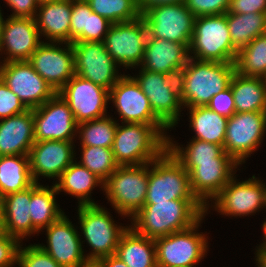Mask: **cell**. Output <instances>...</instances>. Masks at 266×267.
<instances>
[{"label": "cell", "instance_id": "cell-1", "mask_svg": "<svg viewBox=\"0 0 266 267\" xmlns=\"http://www.w3.org/2000/svg\"><path fill=\"white\" fill-rule=\"evenodd\" d=\"M204 215L206 207L198 199L145 202L129 225L139 235L157 239L190 228Z\"/></svg>", "mask_w": 266, "mask_h": 267}, {"label": "cell", "instance_id": "cell-2", "mask_svg": "<svg viewBox=\"0 0 266 267\" xmlns=\"http://www.w3.org/2000/svg\"><path fill=\"white\" fill-rule=\"evenodd\" d=\"M234 73L235 63L189 58L178 76L183 107L207 106L213 96L229 87Z\"/></svg>", "mask_w": 266, "mask_h": 267}, {"label": "cell", "instance_id": "cell-3", "mask_svg": "<svg viewBox=\"0 0 266 267\" xmlns=\"http://www.w3.org/2000/svg\"><path fill=\"white\" fill-rule=\"evenodd\" d=\"M117 124L113 154L119 166L143 165L158 159L168 148V139L153 125Z\"/></svg>", "mask_w": 266, "mask_h": 267}, {"label": "cell", "instance_id": "cell-4", "mask_svg": "<svg viewBox=\"0 0 266 267\" xmlns=\"http://www.w3.org/2000/svg\"><path fill=\"white\" fill-rule=\"evenodd\" d=\"M237 53L230 38L227 13L195 18L189 45L190 58L235 63Z\"/></svg>", "mask_w": 266, "mask_h": 267}, {"label": "cell", "instance_id": "cell-5", "mask_svg": "<svg viewBox=\"0 0 266 267\" xmlns=\"http://www.w3.org/2000/svg\"><path fill=\"white\" fill-rule=\"evenodd\" d=\"M149 179V163L119 166L105 181L108 202L122 217H133L144 207Z\"/></svg>", "mask_w": 266, "mask_h": 267}, {"label": "cell", "instance_id": "cell-6", "mask_svg": "<svg viewBox=\"0 0 266 267\" xmlns=\"http://www.w3.org/2000/svg\"><path fill=\"white\" fill-rule=\"evenodd\" d=\"M79 229L83 242H87L91 252L86 254L88 261H99L104 257L115 255L119 239L129 226L115 223L111 214L101 205L78 206Z\"/></svg>", "mask_w": 266, "mask_h": 267}, {"label": "cell", "instance_id": "cell-7", "mask_svg": "<svg viewBox=\"0 0 266 267\" xmlns=\"http://www.w3.org/2000/svg\"><path fill=\"white\" fill-rule=\"evenodd\" d=\"M174 199L197 197L192 192L189 173L167 149L158 159L149 163L145 202H167Z\"/></svg>", "mask_w": 266, "mask_h": 267}, {"label": "cell", "instance_id": "cell-8", "mask_svg": "<svg viewBox=\"0 0 266 267\" xmlns=\"http://www.w3.org/2000/svg\"><path fill=\"white\" fill-rule=\"evenodd\" d=\"M139 70L132 76L147 96L154 114L172 129L180 121L183 105L180 99V83L178 76Z\"/></svg>", "mask_w": 266, "mask_h": 267}, {"label": "cell", "instance_id": "cell-9", "mask_svg": "<svg viewBox=\"0 0 266 267\" xmlns=\"http://www.w3.org/2000/svg\"><path fill=\"white\" fill-rule=\"evenodd\" d=\"M204 218L188 229L155 239L157 267L196 266L206 256L209 238L197 232Z\"/></svg>", "mask_w": 266, "mask_h": 267}, {"label": "cell", "instance_id": "cell-10", "mask_svg": "<svg viewBox=\"0 0 266 267\" xmlns=\"http://www.w3.org/2000/svg\"><path fill=\"white\" fill-rule=\"evenodd\" d=\"M148 36L146 22L140 16L133 21L111 24L103 43L118 66L133 69L143 60Z\"/></svg>", "mask_w": 266, "mask_h": 267}, {"label": "cell", "instance_id": "cell-11", "mask_svg": "<svg viewBox=\"0 0 266 267\" xmlns=\"http://www.w3.org/2000/svg\"><path fill=\"white\" fill-rule=\"evenodd\" d=\"M266 133V112H235L228 118L224 152L239 165L259 148Z\"/></svg>", "mask_w": 266, "mask_h": 267}, {"label": "cell", "instance_id": "cell-12", "mask_svg": "<svg viewBox=\"0 0 266 267\" xmlns=\"http://www.w3.org/2000/svg\"><path fill=\"white\" fill-rule=\"evenodd\" d=\"M122 123H141L155 126L167 139L169 128L154 114L149 99L131 75L124 74L109 91Z\"/></svg>", "mask_w": 266, "mask_h": 267}, {"label": "cell", "instance_id": "cell-13", "mask_svg": "<svg viewBox=\"0 0 266 267\" xmlns=\"http://www.w3.org/2000/svg\"><path fill=\"white\" fill-rule=\"evenodd\" d=\"M141 16L150 37L183 43L189 47L195 16L184 2L157 5L146 9Z\"/></svg>", "mask_w": 266, "mask_h": 267}, {"label": "cell", "instance_id": "cell-14", "mask_svg": "<svg viewBox=\"0 0 266 267\" xmlns=\"http://www.w3.org/2000/svg\"><path fill=\"white\" fill-rule=\"evenodd\" d=\"M234 176L212 200L213 206L221 215L242 217L254 215L265 208L266 183L255 175L248 180L237 181Z\"/></svg>", "mask_w": 266, "mask_h": 267}, {"label": "cell", "instance_id": "cell-15", "mask_svg": "<svg viewBox=\"0 0 266 267\" xmlns=\"http://www.w3.org/2000/svg\"><path fill=\"white\" fill-rule=\"evenodd\" d=\"M0 78L27 109H35L56 92L28 61H0Z\"/></svg>", "mask_w": 266, "mask_h": 267}, {"label": "cell", "instance_id": "cell-16", "mask_svg": "<svg viewBox=\"0 0 266 267\" xmlns=\"http://www.w3.org/2000/svg\"><path fill=\"white\" fill-rule=\"evenodd\" d=\"M75 74L108 91L124 75L106 50L103 42H72Z\"/></svg>", "mask_w": 266, "mask_h": 267}, {"label": "cell", "instance_id": "cell-17", "mask_svg": "<svg viewBox=\"0 0 266 267\" xmlns=\"http://www.w3.org/2000/svg\"><path fill=\"white\" fill-rule=\"evenodd\" d=\"M28 62L56 93L75 75L71 43L43 41Z\"/></svg>", "mask_w": 266, "mask_h": 267}, {"label": "cell", "instance_id": "cell-18", "mask_svg": "<svg viewBox=\"0 0 266 267\" xmlns=\"http://www.w3.org/2000/svg\"><path fill=\"white\" fill-rule=\"evenodd\" d=\"M69 105L77 123L107 116L109 91L74 75L58 92Z\"/></svg>", "mask_w": 266, "mask_h": 267}, {"label": "cell", "instance_id": "cell-19", "mask_svg": "<svg viewBox=\"0 0 266 267\" xmlns=\"http://www.w3.org/2000/svg\"><path fill=\"white\" fill-rule=\"evenodd\" d=\"M35 142L47 140L74 141L78 123L68 103L56 93L33 109Z\"/></svg>", "mask_w": 266, "mask_h": 267}, {"label": "cell", "instance_id": "cell-20", "mask_svg": "<svg viewBox=\"0 0 266 267\" xmlns=\"http://www.w3.org/2000/svg\"><path fill=\"white\" fill-rule=\"evenodd\" d=\"M238 166L240 167L230 155L223 151L215 158V162L198 163V166L189 173L192 192L206 207V214H208L210 205L209 200L212 202L234 177Z\"/></svg>", "mask_w": 266, "mask_h": 267}, {"label": "cell", "instance_id": "cell-21", "mask_svg": "<svg viewBox=\"0 0 266 267\" xmlns=\"http://www.w3.org/2000/svg\"><path fill=\"white\" fill-rule=\"evenodd\" d=\"M63 214L47 228V246L38 244L62 267H79L87 258L84 254L81 233L77 227Z\"/></svg>", "mask_w": 266, "mask_h": 267}, {"label": "cell", "instance_id": "cell-22", "mask_svg": "<svg viewBox=\"0 0 266 267\" xmlns=\"http://www.w3.org/2000/svg\"><path fill=\"white\" fill-rule=\"evenodd\" d=\"M74 148L73 141L47 140L35 142L28 154L34 182L39 183L40 176L58 180L76 159Z\"/></svg>", "mask_w": 266, "mask_h": 267}, {"label": "cell", "instance_id": "cell-23", "mask_svg": "<svg viewBox=\"0 0 266 267\" xmlns=\"http://www.w3.org/2000/svg\"><path fill=\"white\" fill-rule=\"evenodd\" d=\"M8 17L0 38V54L6 55L2 61H28L43 42L35 18Z\"/></svg>", "mask_w": 266, "mask_h": 267}, {"label": "cell", "instance_id": "cell-24", "mask_svg": "<svg viewBox=\"0 0 266 267\" xmlns=\"http://www.w3.org/2000/svg\"><path fill=\"white\" fill-rule=\"evenodd\" d=\"M189 58V47L186 44L148 36L139 67L151 72L179 76Z\"/></svg>", "mask_w": 266, "mask_h": 267}, {"label": "cell", "instance_id": "cell-25", "mask_svg": "<svg viewBox=\"0 0 266 267\" xmlns=\"http://www.w3.org/2000/svg\"><path fill=\"white\" fill-rule=\"evenodd\" d=\"M31 187L0 199L1 230L22 242L27 236L40 233L30 217Z\"/></svg>", "mask_w": 266, "mask_h": 267}, {"label": "cell", "instance_id": "cell-26", "mask_svg": "<svg viewBox=\"0 0 266 267\" xmlns=\"http://www.w3.org/2000/svg\"><path fill=\"white\" fill-rule=\"evenodd\" d=\"M34 143L33 109L0 120V156L28 155Z\"/></svg>", "mask_w": 266, "mask_h": 267}, {"label": "cell", "instance_id": "cell-27", "mask_svg": "<svg viewBox=\"0 0 266 267\" xmlns=\"http://www.w3.org/2000/svg\"><path fill=\"white\" fill-rule=\"evenodd\" d=\"M72 0H51L38 5L35 21L48 42L70 43Z\"/></svg>", "mask_w": 266, "mask_h": 267}, {"label": "cell", "instance_id": "cell-28", "mask_svg": "<svg viewBox=\"0 0 266 267\" xmlns=\"http://www.w3.org/2000/svg\"><path fill=\"white\" fill-rule=\"evenodd\" d=\"M111 24L93 12L86 0H72L70 43L103 42Z\"/></svg>", "mask_w": 266, "mask_h": 267}, {"label": "cell", "instance_id": "cell-29", "mask_svg": "<svg viewBox=\"0 0 266 267\" xmlns=\"http://www.w3.org/2000/svg\"><path fill=\"white\" fill-rule=\"evenodd\" d=\"M99 185L104 190V181L77 162V158L61 174L58 181H55L58 194L65 192L76 197L78 199V206L97 205L90 196L91 191Z\"/></svg>", "mask_w": 266, "mask_h": 267}, {"label": "cell", "instance_id": "cell-30", "mask_svg": "<svg viewBox=\"0 0 266 267\" xmlns=\"http://www.w3.org/2000/svg\"><path fill=\"white\" fill-rule=\"evenodd\" d=\"M235 112H266V79L248 77L235 72L230 85Z\"/></svg>", "mask_w": 266, "mask_h": 267}, {"label": "cell", "instance_id": "cell-31", "mask_svg": "<svg viewBox=\"0 0 266 267\" xmlns=\"http://www.w3.org/2000/svg\"><path fill=\"white\" fill-rule=\"evenodd\" d=\"M115 255L128 267H157L155 240L139 235L130 226L121 235Z\"/></svg>", "mask_w": 266, "mask_h": 267}, {"label": "cell", "instance_id": "cell-32", "mask_svg": "<svg viewBox=\"0 0 266 267\" xmlns=\"http://www.w3.org/2000/svg\"><path fill=\"white\" fill-rule=\"evenodd\" d=\"M189 122L195 135L199 139L223 147L228 118L212 111L207 106L189 107Z\"/></svg>", "mask_w": 266, "mask_h": 267}, {"label": "cell", "instance_id": "cell-33", "mask_svg": "<svg viewBox=\"0 0 266 267\" xmlns=\"http://www.w3.org/2000/svg\"><path fill=\"white\" fill-rule=\"evenodd\" d=\"M50 187L43 186L40 183H34L31 186L29 214L32 225L39 232L57 221L64 214L55 199L58 194L55 184Z\"/></svg>", "mask_w": 266, "mask_h": 267}, {"label": "cell", "instance_id": "cell-34", "mask_svg": "<svg viewBox=\"0 0 266 267\" xmlns=\"http://www.w3.org/2000/svg\"><path fill=\"white\" fill-rule=\"evenodd\" d=\"M34 183L28 155L0 156V199Z\"/></svg>", "mask_w": 266, "mask_h": 267}, {"label": "cell", "instance_id": "cell-35", "mask_svg": "<svg viewBox=\"0 0 266 267\" xmlns=\"http://www.w3.org/2000/svg\"><path fill=\"white\" fill-rule=\"evenodd\" d=\"M172 138L168 137L169 152L183 165L184 169L190 173L198 163L215 162L223 151V147L213 143H208L199 139H191L183 147L175 143ZM181 146V147H180Z\"/></svg>", "mask_w": 266, "mask_h": 267}, {"label": "cell", "instance_id": "cell-36", "mask_svg": "<svg viewBox=\"0 0 266 267\" xmlns=\"http://www.w3.org/2000/svg\"><path fill=\"white\" fill-rule=\"evenodd\" d=\"M227 22L232 45L237 51L266 33V13H227Z\"/></svg>", "mask_w": 266, "mask_h": 267}, {"label": "cell", "instance_id": "cell-37", "mask_svg": "<svg viewBox=\"0 0 266 267\" xmlns=\"http://www.w3.org/2000/svg\"><path fill=\"white\" fill-rule=\"evenodd\" d=\"M235 72L242 76L266 79V33L238 51Z\"/></svg>", "mask_w": 266, "mask_h": 267}, {"label": "cell", "instance_id": "cell-38", "mask_svg": "<svg viewBox=\"0 0 266 267\" xmlns=\"http://www.w3.org/2000/svg\"><path fill=\"white\" fill-rule=\"evenodd\" d=\"M117 122L108 114L100 119L78 123L77 135L79 134L80 147L94 146L112 149Z\"/></svg>", "mask_w": 266, "mask_h": 267}, {"label": "cell", "instance_id": "cell-39", "mask_svg": "<svg viewBox=\"0 0 266 267\" xmlns=\"http://www.w3.org/2000/svg\"><path fill=\"white\" fill-rule=\"evenodd\" d=\"M93 12L112 24L133 21L141 16L138 0H86Z\"/></svg>", "mask_w": 266, "mask_h": 267}, {"label": "cell", "instance_id": "cell-40", "mask_svg": "<svg viewBox=\"0 0 266 267\" xmlns=\"http://www.w3.org/2000/svg\"><path fill=\"white\" fill-rule=\"evenodd\" d=\"M80 149L81 160L79 163L103 181L119 167L111 148L88 146Z\"/></svg>", "mask_w": 266, "mask_h": 267}, {"label": "cell", "instance_id": "cell-41", "mask_svg": "<svg viewBox=\"0 0 266 267\" xmlns=\"http://www.w3.org/2000/svg\"><path fill=\"white\" fill-rule=\"evenodd\" d=\"M20 245L17 265L19 267H62L38 244Z\"/></svg>", "mask_w": 266, "mask_h": 267}, {"label": "cell", "instance_id": "cell-42", "mask_svg": "<svg viewBox=\"0 0 266 267\" xmlns=\"http://www.w3.org/2000/svg\"><path fill=\"white\" fill-rule=\"evenodd\" d=\"M184 3L197 18L227 13L230 0H185Z\"/></svg>", "mask_w": 266, "mask_h": 267}, {"label": "cell", "instance_id": "cell-43", "mask_svg": "<svg viewBox=\"0 0 266 267\" xmlns=\"http://www.w3.org/2000/svg\"><path fill=\"white\" fill-rule=\"evenodd\" d=\"M28 110L0 78V120Z\"/></svg>", "mask_w": 266, "mask_h": 267}, {"label": "cell", "instance_id": "cell-44", "mask_svg": "<svg viewBox=\"0 0 266 267\" xmlns=\"http://www.w3.org/2000/svg\"><path fill=\"white\" fill-rule=\"evenodd\" d=\"M21 242L0 230V267H15Z\"/></svg>", "mask_w": 266, "mask_h": 267}, {"label": "cell", "instance_id": "cell-45", "mask_svg": "<svg viewBox=\"0 0 266 267\" xmlns=\"http://www.w3.org/2000/svg\"><path fill=\"white\" fill-rule=\"evenodd\" d=\"M207 107L219 115L227 118L231 117L235 113V103L231 87L229 86L224 91H221L217 95L213 96L207 104Z\"/></svg>", "mask_w": 266, "mask_h": 267}, {"label": "cell", "instance_id": "cell-46", "mask_svg": "<svg viewBox=\"0 0 266 267\" xmlns=\"http://www.w3.org/2000/svg\"><path fill=\"white\" fill-rule=\"evenodd\" d=\"M266 13V0H230L227 13Z\"/></svg>", "mask_w": 266, "mask_h": 267}, {"label": "cell", "instance_id": "cell-47", "mask_svg": "<svg viewBox=\"0 0 266 267\" xmlns=\"http://www.w3.org/2000/svg\"><path fill=\"white\" fill-rule=\"evenodd\" d=\"M13 10L10 17L35 18L38 2L36 0H5Z\"/></svg>", "mask_w": 266, "mask_h": 267}, {"label": "cell", "instance_id": "cell-48", "mask_svg": "<svg viewBox=\"0 0 266 267\" xmlns=\"http://www.w3.org/2000/svg\"><path fill=\"white\" fill-rule=\"evenodd\" d=\"M185 0H138L139 9L141 14L148 8L163 5V4H174V3H182Z\"/></svg>", "mask_w": 266, "mask_h": 267}, {"label": "cell", "instance_id": "cell-49", "mask_svg": "<svg viewBox=\"0 0 266 267\" xmlns=\"http://www.w3.org/2000/svg\"><path fill=\"white\" fill-rule=\"evenodd\" d=\"M103 267H128L117 255H110L98 261Z\"/></svg>", "mask_w": 266, "mask_h": 267}, {"label": "cell", "instance_id": "cell-50", "mask_svg": "<svg viewBox=\"0 0 266 267\" xmlns=\"http://www.w3.org/2000/svg\"><path fill=\"white\" fill-rule=\"evenodd\" d=\"M256 258H255V261H256V265L257 267H266V252L265 251H256V254H255Z\"/></svg>", "mask_w": 266, "mask_h": 267}, {"label": "cell", "instance_id": "cell-51", "mask_svg": "<svg viewBox=\"0 0 266 267\" xmlns=\"http://www.w3.org/2000/svg\"><path fill=\"white\" fill-rule=\"evenodd\" d=\"M266 220V219H265ZM262 228H263V239L264 240L261 245H259L256 249V251H265L266 252V221L263 222L262 224Z\"/></svg>", "mask_w": 266, "mask_h": 267}, {"label": "cell", "instance_id": "cell-52", "mask_svg": "<svg viewBox=\"0 0 266 267\" xmlns=\"http://www.w3.org/2000/svg\"><path fill=\"white\" fill-rule=\"evenodd\" d=\"M79 267H103L98 261H87Z\"/></svg>", "mask_w": 266, "mask_h": 267}, {"label": "cell", "instance_id": "cell-53", "mask_svg": "<svg viewBox=\"0 0 266 267\" xmlns=\"http://www.w3.org/2000/svg\"><path fill=\"white\" fill-rule=\"evenodd\" d=\"M4 22H5V20L3 19L2 11H1V8H0V38H1V35H2Z\"/></svg>", "mask_w": 266, "mask_h": 267}, {"label": "cell", "instance_id": "cell-54", "mask_svg": "<svg viewBox=\"0 0 266 267\" xmlns=\"http://www.w3.org/2000/svg\"><path fill=\"white\" fill-rule=\"evenodd\" d=\"M38 2V4L40 3H43V2H48V1H51V0H36Z\"/></svg>", "mask_w": 266, "mask_h": 267}, {"label": "cell", "instance_id": "cell-55", "mask_svg": "<svg viewBox=\"0 0 266 267\" xmlns=\"http://www.w3.org/2000/svg\"><path fill=\"white\" fill-rule=\"evenodd\" d=\"M171 267H195V266H171Z\"/></svg>", "mask_w": 266, "mask_h": 267}]
</instances>
